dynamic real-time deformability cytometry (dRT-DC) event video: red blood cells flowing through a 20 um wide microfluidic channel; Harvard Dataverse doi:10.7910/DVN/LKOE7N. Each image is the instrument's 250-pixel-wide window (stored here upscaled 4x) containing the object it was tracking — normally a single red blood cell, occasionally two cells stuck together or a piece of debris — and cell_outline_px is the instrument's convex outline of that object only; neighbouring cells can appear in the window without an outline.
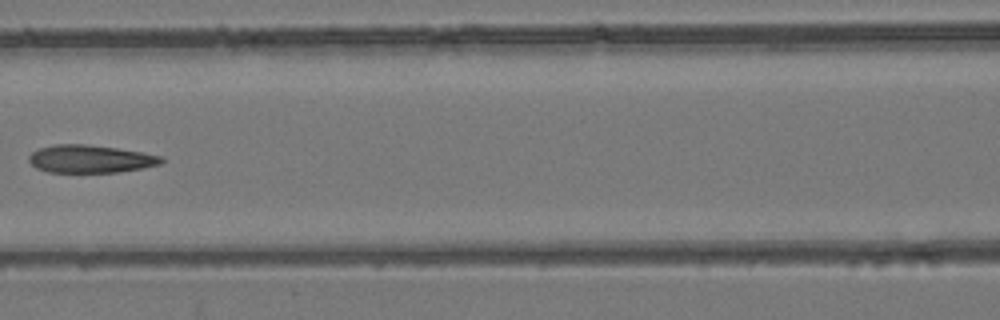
{"species": "common noctule bat (a hibernating species)", "species_latin": "Nyctalus noctula", "temperature_condition": "room temperature", "stored_images_in_passage": 6, "camera_frame_rate_fps": 3000, "um_per_image_px": 0.085, "animal": {"sex": "female", "body_mass_g": 24.6, "forearm_length_mm": 56.2}, "frame": {"image": 1, "passage_image": 5, "time_ms": 6.0, "image_size_px": [1000, 320], "cell_outline_px": [[164, 160], [160, 164], [144, 168], [116, 172], [48, 172], [36, 168], [28, 160], [28, 156], [32, 152], [40, 148], [56, 144], [84, 144], [116, 148], [140, 152], [160, 156]], "centroid_in_image_um": [7.65, 13.51], "position_along_channel_um": 158.9, "area_um2": 21.27}}
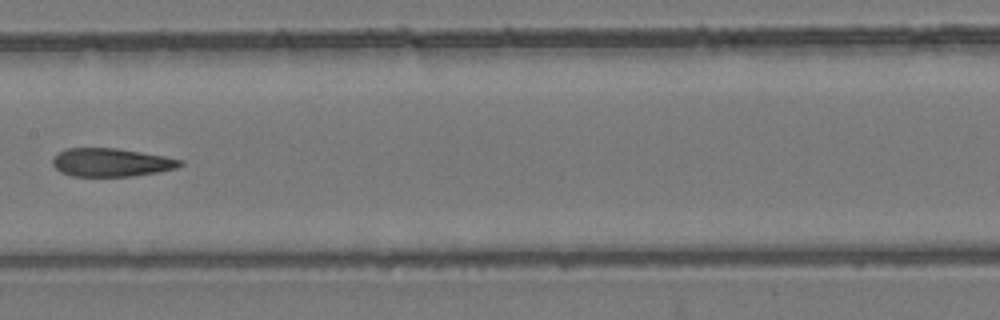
{"frame": {"image": 2, "passage_image": 6, "time_ms": 7.0, "image_size_px": [1000, 320], "cell_outline_px": [[184, 164], [176, 168], [156, 172], [132, 176], [72, 176], [60, 172], [52, 164], [52, 160], [60, 152], [68, 148], [116, 148], [164, 156], [184, 160]], "centroid_in_image_um": [9.46, 13.81], "position_along_channel_um": 197.9, "area_um2": 20.87}}